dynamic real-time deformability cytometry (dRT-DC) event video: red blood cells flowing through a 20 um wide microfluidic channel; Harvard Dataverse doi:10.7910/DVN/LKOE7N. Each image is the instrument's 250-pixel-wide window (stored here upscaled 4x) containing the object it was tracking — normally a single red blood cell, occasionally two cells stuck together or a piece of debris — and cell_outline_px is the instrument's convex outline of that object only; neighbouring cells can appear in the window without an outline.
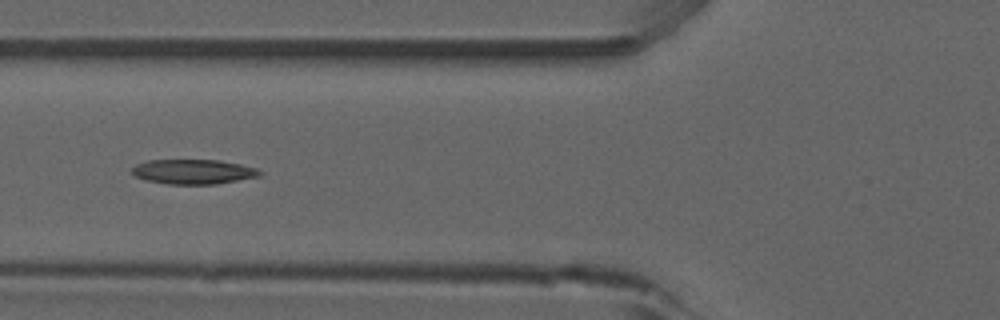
{"species": "common noctule bat (a hibernating species)", "species_latin": "Nyctalus noctula", "temperature_condition": "room temperature", "stored_images_in_passage": 42, "camera_frame_rate_fps": 3000, "um_per_image_px": 0.085, "animal": {"sex": "male", "forearm_length_mm": 52.5}, "frame": {"image": 1, "passage_image": 13, "time_ms": 4.0, "image_size_px": [1000, 320], "cell_outline_px": [[264, 176], [216, 184], [168, 184], [144, 180], [136, 176], [132, 172], [132, 168], [136, 164], [148, 160], [220, 160], [240, 164], [256, 168], [264, 172]], "centroid_in_image_um": [16.49, 14.6], "position_along_channel_um": 109.3, "area_um2": 18.61}, "authors_computed_cell_mechanics": {"area_um2": 18.5827, "velocity_mm_per_s": 3.9166, "shape_relaxation_time_tau1_ms": null, "shape_relaxation_time_tau2_ms": 2.3442, "deformation_change_tau1": null, "deformation_change_tau2": 0.1085}}